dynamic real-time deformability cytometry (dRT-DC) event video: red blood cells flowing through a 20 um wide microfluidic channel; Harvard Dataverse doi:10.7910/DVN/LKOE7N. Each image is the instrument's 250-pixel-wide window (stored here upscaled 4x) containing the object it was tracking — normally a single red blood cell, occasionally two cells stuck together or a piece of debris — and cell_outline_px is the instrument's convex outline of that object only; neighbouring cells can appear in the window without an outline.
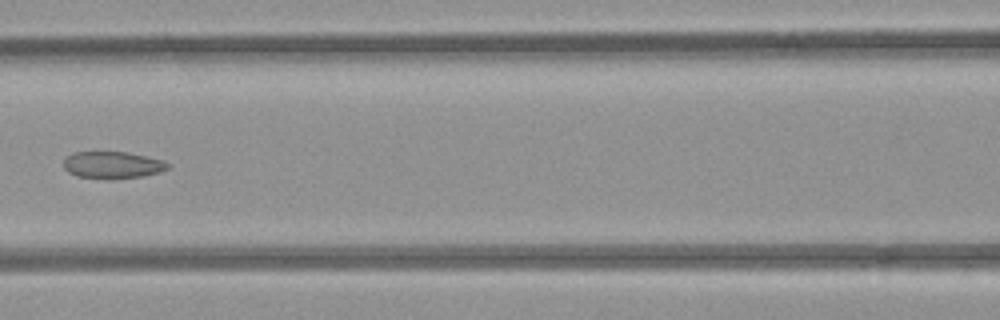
{"species": "common noctule bat (a hibernating species)", "species_latin": "Nyctalus noctula", "temperature_condition": "room temperature", "stored_images_in_passage": 6, "camera_frame_rate_fps": 3000, "um_per_image_px": 0.085, "animal": {"sex": "female", "body_mass_g": 21.9}, "frame": {"image": 1, "passage_image": 6, "time_ms": 6.667, "image_size_px": [1000, 320], "cell_outline_px": [[168, 168], [144, 176], [112, 180], [108, 180], [76, 176], [68, 172], [64, 168], [64, 160], [72, 152], [128, 152], [164, 160], [168, 164]], "centroid_in_image_um": [9.53, 14.04], "position_along_channel_um": 157.1, "area_um2": 16.53}}